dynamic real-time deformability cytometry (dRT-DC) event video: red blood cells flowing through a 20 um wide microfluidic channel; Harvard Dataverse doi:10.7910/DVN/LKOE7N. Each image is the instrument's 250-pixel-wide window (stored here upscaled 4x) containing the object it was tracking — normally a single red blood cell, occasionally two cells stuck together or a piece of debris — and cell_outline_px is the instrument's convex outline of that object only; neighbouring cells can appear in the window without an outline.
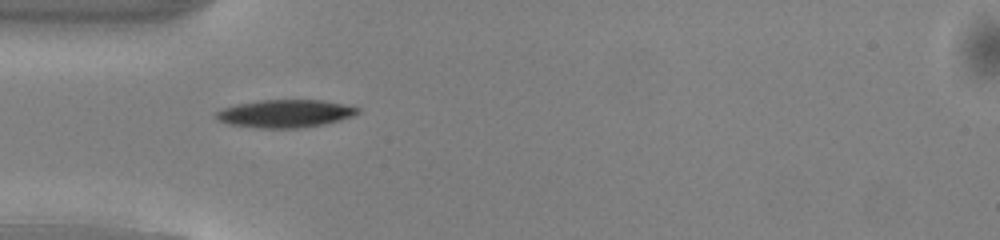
{"species": "common noctule bat (a hibernating species)", "species_latin": "Nyctalus noctula", "temperature_condition": "warm", "stored_images_in_passage": 36, "camera_frame_rate_fps": 3000, "um_per_image_px": 0.085, "animal": {"sex": "male", "body_mass_g": 13.0, "forearm_length_mm": 53.1}, "frame": {"image": 1, "passage_image": 1, "time_ms": 0.0, "image_size_px": [1000, 240], "cell_outline_px": [[360, 112], [356, 116], [324, 124], [300, 128], [260, 128], [228, 124], [216, 120], [216, 112], [224, 108], [236, 104], [260, 100], [320, 100], [360, 108]], "centroid_in_image_um": [24.24, 9.66], "position_along_channel_um": 60.8, "area_um2": 22.95}}
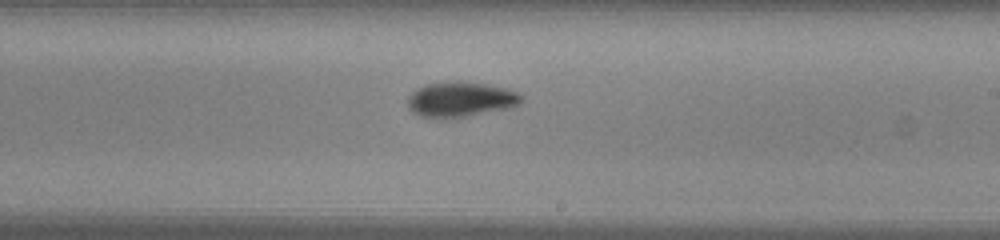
{"frame": {"image": 2, "passage_image": 15, "time_ms": 4.667, "image_size_px": [1000, 240], "cell_outline_px": [[524, 100], [520, 104], [504, 108], [444, 120], [420, 116], [412, 112], [408, 108], [408, 96], [416, 88], [428, 84], [452, 80], [460, 80], [484, 84], [504, 88], [516, 92], [524, 96]], "centroid_in_image_um": [39.09, 8.44], "position_along_channel_um": 249.9, "area_um2": 23.35}}
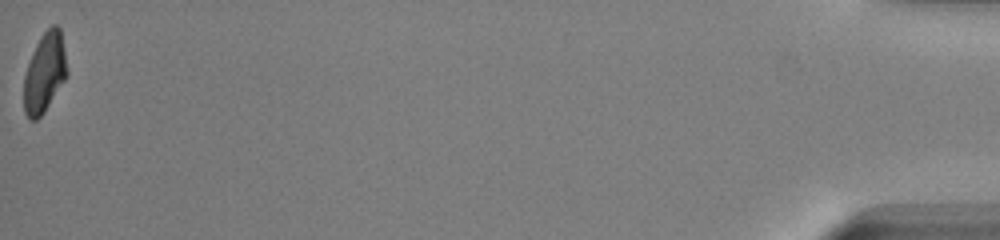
{"frame": {"image": 3, "passage_image": 36, "time_ms": 11.667, "image_size_px": [1000, 240], "cell_outline_px": [[68, 76], [44, 112], [36, 120], [28, 120], [24, 112], [24, 76], [28, 64], [36, 44], [40, 36], [52, 24], [56, 24], [60, 28], [68, 72]], "centroid_in_image_um": [3.8, 6.19], "position_along_channel_um": 431.4, "area_um2": 20.06}, "authors_computed_cell_mechanics": {"area_um2": 21.7617, "velocity_mm_per_s": 4.0957, "shape_relaxation_time_tau1_ms": 2.5955, "shape_relaxation_time_tau2_ms": 6.7546, "deformation_change_tau1": 0.1504, "deformation_change_tau2": 0.1256}}